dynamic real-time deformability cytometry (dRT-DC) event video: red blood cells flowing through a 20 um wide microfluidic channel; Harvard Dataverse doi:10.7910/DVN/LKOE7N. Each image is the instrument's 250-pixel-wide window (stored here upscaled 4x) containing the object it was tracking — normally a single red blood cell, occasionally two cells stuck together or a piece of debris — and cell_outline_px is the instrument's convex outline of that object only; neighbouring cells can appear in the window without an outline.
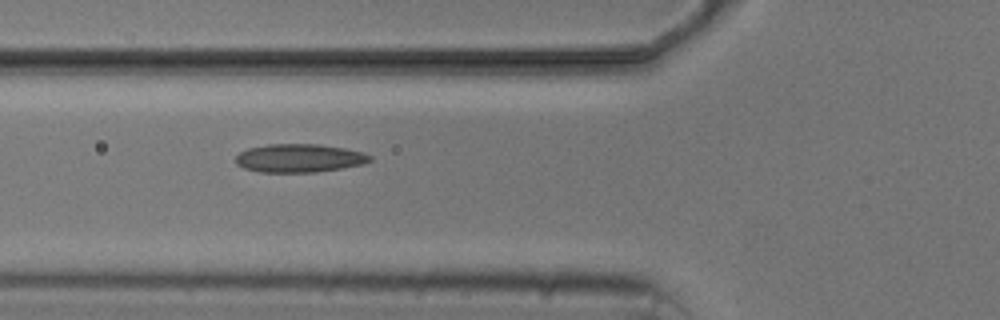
{"species": "common noctule bat (a hibernating species)", "species_latin": "Nyctalus noctula", "temperature_condition": "cold", "stored_images_in_passage": 5, "camera_frame_rate_fps": 3000, "um_per_image_px": 0.085, "animal": {"sex": "male", "body_mass_g": 20.5, "forearm_length_mm": 52.5}, "frame": {"image": 1, "passage_image": 2, "time_ms": 1.0, "image_size_px": [1000, 320], "cell_outline_px": [[372, 160], [364, 164], [316, 172], [260, 172], [244, 168], [236, 164], [236, 156], [240, 152], [248, 148], [268, 144], [320, 144], [344, 148], [364, 152], [372, 156]], "centroid_in_image_um": [25.45, 13.44], "position_along_channel_um": 100.3, "area_um2": 22.25}}
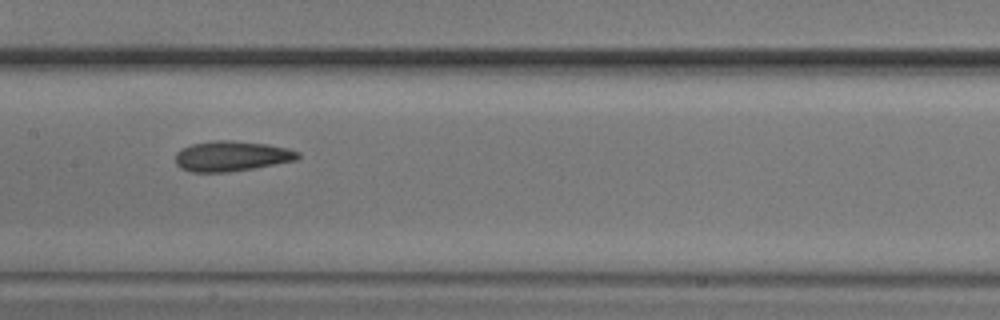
{"frame": {"image": 2, "passage_image": 4, "time_ms": 3.333, "image_size_px": [1000, 320], "cell_outline_px": [[300, 156], [296, 160], [252, 168], [228, 172], [192, 172], [180, 168], [176, 164], [176, 152], [192, 144], [212, 140], [236, 140], [268, 144], [288, 148], [300, 152]], "centroid_in_image_um": [19.69, 13.26], "position_along_channel_um": 187.7, "area_um2": 21.62}}
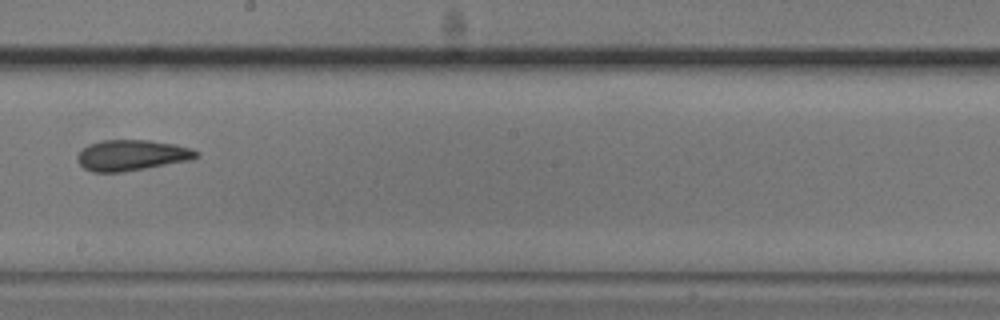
{"frame": {"image": 3, "passage_image": 5, "time_ms": 4.667, "image_size_px": [1000, 320], "cell_outline_px": [[200, 156], [192, 160], [124, 172], [92, 172], [84, 168], [80, 164], [76, 156], [88, 144], [100, 140], [148, 140], [176, 144], [192, 148], [200, 152]], "centroid_in_image_um": [11.24, 13.19], "position_along_channel_um": 237.0, "area_um2": 21.56}}